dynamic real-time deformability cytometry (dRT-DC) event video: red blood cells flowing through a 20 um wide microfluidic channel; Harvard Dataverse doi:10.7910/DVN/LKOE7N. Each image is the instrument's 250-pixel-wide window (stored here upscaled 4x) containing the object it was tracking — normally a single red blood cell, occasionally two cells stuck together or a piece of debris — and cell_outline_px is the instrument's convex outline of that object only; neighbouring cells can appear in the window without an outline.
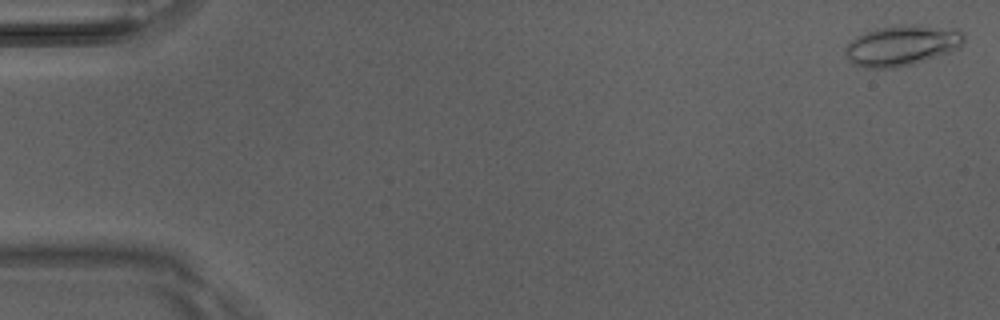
{"species": "Egyptian fruit bat (a non-hibernating species)", "species_latin": "Rousettus aegyptiacus", "temperature_condition": "room temperature", "stored_images_in_passage": 50, "camera_frame_rate_fps": 3000, "um_per_image_px": 0.085, "animal": {"sex": "male"}, "frame": {"image": 1, "passage_image": 1, "time_ms": 0.0, "image_size_px": [1000, 320], "cell_outline_px": [[964, 44], [960, 48], [912, 64], [896, 68], [864, 68], [852, 64], [848, 60], [844, 52], [844, 48], [856, 36], [864, 32], [876, 28], [900, 24], [912, 24], [956, 28], [964, 32]], "centroid_in_image_um": [76.65, 3.85], "position_along_channel_um": 8.3, "area_um2": 28.44}}
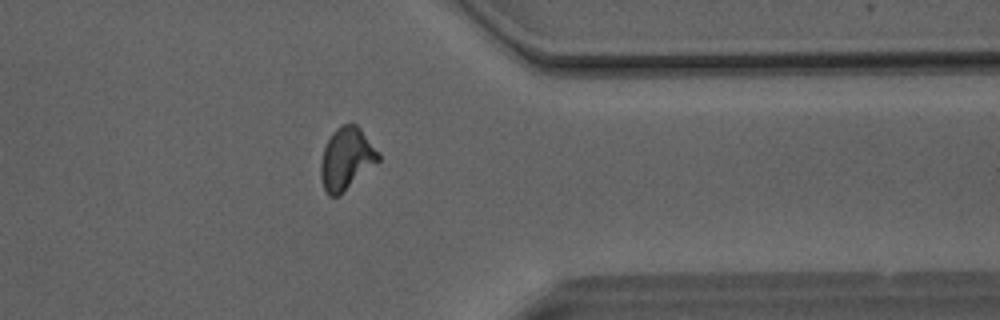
{"frame": {"image": 2, "passage_image": 40, "time_ms": 13.0, "image_size_px": [1000, 320], "cell_outline_px": [[380, 160], [340, 196], [328, 196], [324, 188], [320, 176], [320, 164], [324, 148], [332, 132], [336, 128], [344, 124], [356, 124], [360, 128], [380, 152]], "centroid_in_image_um": [29.45, 13.5], "position_along_channel_um": 381.9, "area_um2": 20.98}}
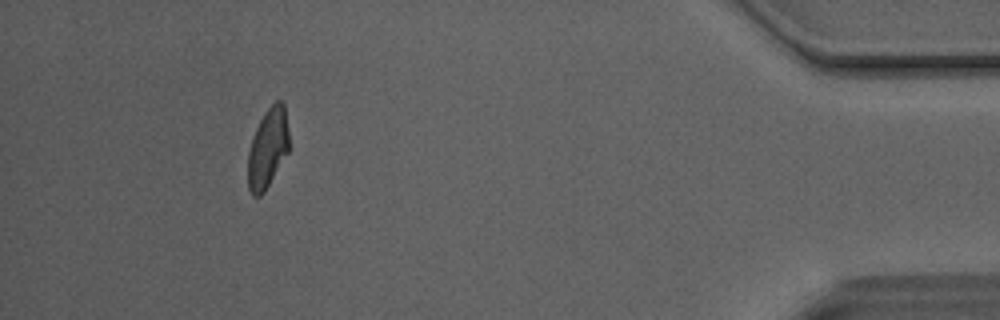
{"frame": {"image": 3, "passage_image": 46, "time_ms": 15.0, "image_size_px": [1000, 320], "cell_outline_px": [[288, 152], [264, 192], [260, 196], [252, 196], [248, 188], [248, 152], [256, 128], [264, 112], [276, 100], [280, 100], [284, 104], [288, 132]], "centroid_in_image_um": [22.75, 12.6], "position_along_channel_um": 412.5, "area_um2": 18.84}, "authors_computed_cell_mechanics": {"area_um2": 20.5768, "velocity_mm_per_s": 4.1251, "shape_relaxation_time_tau1_ms": 7.2585, "shape_relaxation_time_tau2_ms": 1.5971, "deformation_change_tau1": 0.1974, "deformation_change_tau2": 0.0813}}